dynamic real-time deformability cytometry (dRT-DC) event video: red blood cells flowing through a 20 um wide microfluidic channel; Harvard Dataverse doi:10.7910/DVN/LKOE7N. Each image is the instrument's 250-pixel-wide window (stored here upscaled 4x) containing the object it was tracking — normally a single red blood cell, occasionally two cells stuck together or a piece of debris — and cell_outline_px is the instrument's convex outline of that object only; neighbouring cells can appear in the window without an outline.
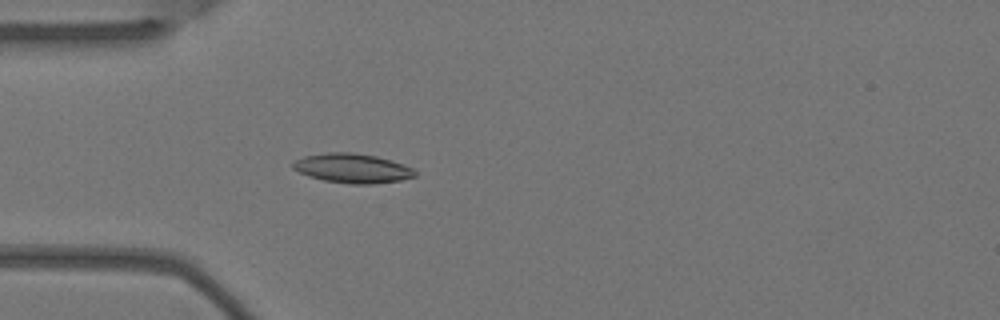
{"species": "Egyptian fruit bat (a non-hibernating species)", "species_latin": "Rousettus aegyptiacus", "temperature_condition": "warm", "stored_images_in_passage": 5, "camera_frame_rate_fps": 3000, "um_per_image_px": 0.085, "animal": {"sex": "female"}, "frame": {"image": 1, "passage_image": 5, "time_ms": 1.333, "image_size_px": [1000, 320], "cell_outline_px": [[416, 176], [400, 180], [372, 184], [352, 184], [324, 180], [308, 176], [292, 168], [292, 164], [296, 160], [304, 156], [328, 152], [352, 152], [376, 156], [404, 164], [412, 168], [416, 172]], "centroid_in_image_um": [29.96, 14.3], "position_along_channel_um": 55.0, "area_um2": 20.81}}